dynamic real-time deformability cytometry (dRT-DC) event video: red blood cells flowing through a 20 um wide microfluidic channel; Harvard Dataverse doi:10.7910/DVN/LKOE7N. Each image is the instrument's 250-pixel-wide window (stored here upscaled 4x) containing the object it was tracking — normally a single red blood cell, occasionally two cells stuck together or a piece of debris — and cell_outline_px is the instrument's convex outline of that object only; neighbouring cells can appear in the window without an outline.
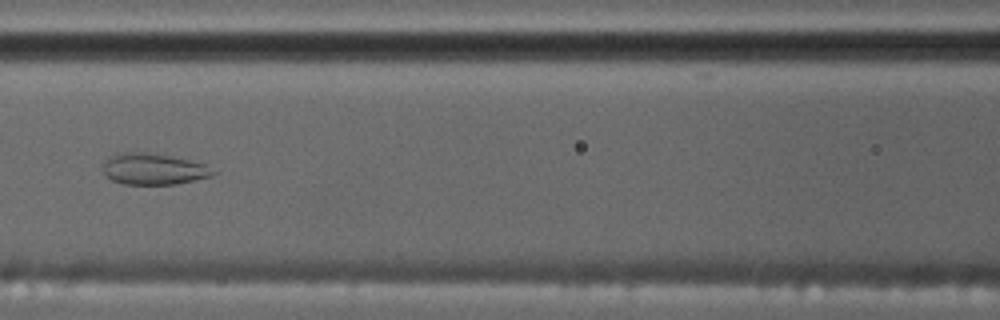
{"species": "common noctule bat (a hibernating species)", "species_latin": "Nyctalus noctula", "temperature_condition": "cold", "stored_images_in_passage": 14, "camera_frame_rate_fps": 3000, "um_per_image_px": 0.085, "animal": {"sex": "male", "body_mass_g": 17.5, "forearm_length_mm": 52.3}, "frame": {"image": 1, "passage_image": 7, "time_ms": 8.333, "image_size_px": [1000, 320], "cell_outline_px": [[216, 172], [212, 176], [176, 184], [124, 184], [112, 180], [104, 172], [104, 160], [108, 156], [116, 152], [148, 152], [172, 156], [204, 164]], "centroid_in_image_um": [13.01, 14.35], "position_along_channel_um": 153.6, "area_um2": 20.06}, "authors_computed_cell_mechanics": {"area_um2": 24.7962, "velocity_mm_per_s": 3.5058, "shape_relaxation_time_tau1_ms": null, "shape_relaxation_time_tau2_ms": 1.2136, "deformation_change_tau1": null, "deformation_change_tau2": 0.0774}}